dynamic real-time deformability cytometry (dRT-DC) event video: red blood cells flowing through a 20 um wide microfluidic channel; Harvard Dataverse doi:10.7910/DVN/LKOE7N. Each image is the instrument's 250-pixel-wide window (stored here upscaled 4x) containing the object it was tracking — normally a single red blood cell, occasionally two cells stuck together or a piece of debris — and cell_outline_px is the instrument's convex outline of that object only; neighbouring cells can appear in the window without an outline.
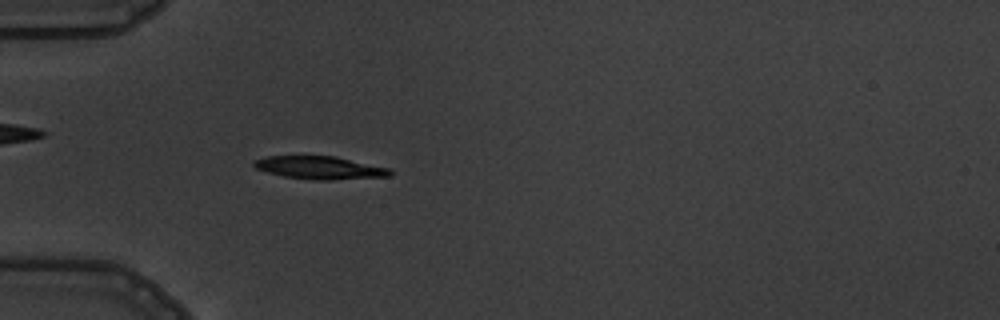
{"species": "common noctule bat (a hibernating species)", "species_latin": "Nyctalus noctula", "temperature_condition": "warm", "stored_images_in_passage": 5, "camera_frame_rate_fps": 3000, "um_per_image_px": 0.085, "animal": {"sex": "male", "body_mass_g": 19.5, "forearm_length_mm": 54.6}, "frame": {"image": 1, "passage_image": 5, "time_ms": 5.667, "image_size_px": [1000, 320], "cell_outline_px": [[396, 172], [392, 176], [332, 180], [316, 180], [284, 176], [268, 172], [256, 168], [252, 164], [252, 160], [268, 156], [336, 156], [388, 168]], "centroid_in_image_um": [27.22, 14.25], "position_along_channel_um": 57.8, "area_um2": 18.21}}